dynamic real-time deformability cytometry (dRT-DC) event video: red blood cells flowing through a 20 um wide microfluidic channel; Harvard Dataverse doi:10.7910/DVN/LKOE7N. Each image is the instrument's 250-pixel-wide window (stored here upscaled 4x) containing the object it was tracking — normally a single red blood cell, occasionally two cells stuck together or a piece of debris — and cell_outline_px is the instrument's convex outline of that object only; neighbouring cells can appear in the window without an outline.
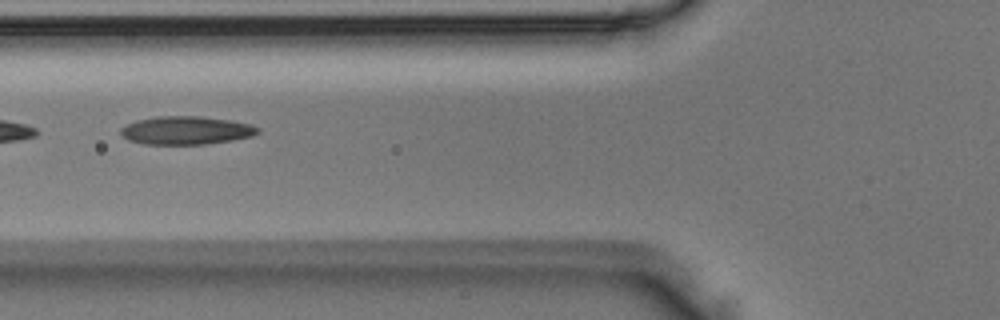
{"species": "Egyptian fruit bat (a non-hibernating species)", "species_latin": "Rousettus aegyptiacus", "temperature_condition": "room temperature", "stored_images_in_passage": 3, "camera_frame_rate_fps": 3000, "um_per_image_px": 0.085, "animal": {"sex": "male"}, "frame": {"image": 1, "passage_image": 2, "time_ms": 0.333, "image_size_px": [1000, 320], "cell_outline_px": [[260, 132], [252, 136], [232, 140], [204, 144], [144, 144], [128, 140], [120, 132], [120, 128], [136, 120], [156, 116], [200, 116], [232, 120], [252, 124], [260, 128]], "centroid_in_image_um": [15.85, 11.07], "position_along_channel_um": 110.0, "area_um2": 22.66}}